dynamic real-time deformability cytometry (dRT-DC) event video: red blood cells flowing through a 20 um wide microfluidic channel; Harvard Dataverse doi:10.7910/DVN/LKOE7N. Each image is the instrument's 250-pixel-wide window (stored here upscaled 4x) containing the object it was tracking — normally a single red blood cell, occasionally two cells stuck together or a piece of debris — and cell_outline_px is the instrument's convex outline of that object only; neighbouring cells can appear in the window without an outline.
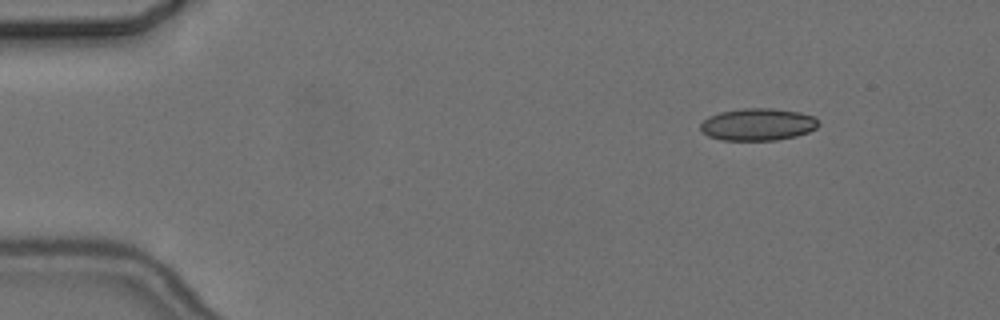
{"species": "common noctule bat (a hibernating species)", "species_latin": "Nyctalus noctula", "temperature_condition": "cold", "stored_images_in_passage": 4, "camera_frame_rate_fps": 3000, "um_per_image_px": 0.085, "animal": {"sex": "female", "body_mass_g": 24.6, "forearm_length_mm": 56.2}, "frame": {"image": 1, "passage_image": 4, "time_ms": 3.667, "image_size_px": [1000, 320], "cell_outline_px": [[820, 124], [816, 128], [808, 132], [796, 136], [776, 140], [720, 140], [708, 136], [700, 128], [700, 124], [708, 116], [720, 112], [744, 108], [772, 108], [800, 112], [812, 116]], "centroid_in_image_um": [64.4, 10.58], "position_along_channel_um": 20.6, "area_um2": 22.14}}